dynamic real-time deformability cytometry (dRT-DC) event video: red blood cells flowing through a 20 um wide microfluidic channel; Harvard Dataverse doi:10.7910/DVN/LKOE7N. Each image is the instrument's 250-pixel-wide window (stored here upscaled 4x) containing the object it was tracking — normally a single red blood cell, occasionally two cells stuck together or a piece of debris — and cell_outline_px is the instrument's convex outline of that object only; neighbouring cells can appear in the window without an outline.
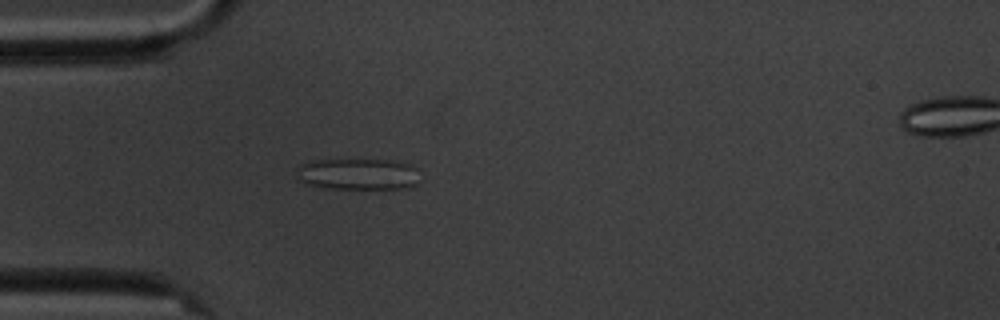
{"species": "common noctule bat (a hibernating species)", "species_latin": "Nyctalus noctula", "temperature_condition": "cold", "stored_images_in_passage": 2, "camera_frame_rate_fps": 3000, "um_per_image_px": 0.085, "animal": {"sex": "male", "body_mass_g": 20.1, "forearm_length_mm": 53.5}, "frame": {"image": 1, "passage_image": 1, "time_ms": 0.0, "image_size_px": [1000, 320], "cell_outline_px": [[416, 184], [408, 188], [328, 188], [308, 184], [296, 180], [296, 168], [300, 164], [312, 160], [388, 160], [408, 164], [416, 168]], "centroid_in_image_um": [30.34, 14.79], "position_along_channel_um": 54.7, "area_um2": 22.37}}